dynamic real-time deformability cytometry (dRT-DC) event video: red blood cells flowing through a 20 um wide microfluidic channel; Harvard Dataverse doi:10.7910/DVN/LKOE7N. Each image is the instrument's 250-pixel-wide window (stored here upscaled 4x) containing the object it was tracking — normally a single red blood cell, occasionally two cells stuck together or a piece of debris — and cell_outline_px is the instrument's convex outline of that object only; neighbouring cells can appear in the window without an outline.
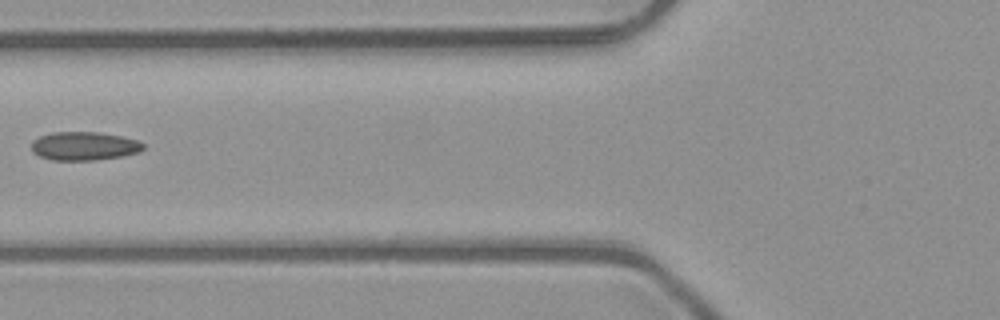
{"species": "common noctule bat (a hibernating species)", "species_latin": "Nyctalus noctula", "temperature_condition": "room temperature", "stored_images_in_passage": 5, "camera_frame_rate_fps": 3000, "um_per_image_px": 0.085, "animal": {"sex": "male", "body_mass_g": 23.1, "forearm_length_mm": 52.7}, "frame": {"image": 1, "passage_image": 5, "time_ms": 1.333, "image_size_px": [1000, 320], "cell_outline_px": [[144, 148], [140, 152], [124, 156], [96, 160], [52, 160], [40, 156], [32, 152], [32, 140], [40, 136], [52, 132], [100, 132], [120, 136], [136, 140], [144, 144]], "centroid_in_image_um": [7.15, 12.42], "position_along_channel_um": 118.6, "area_um2": 18.67}}